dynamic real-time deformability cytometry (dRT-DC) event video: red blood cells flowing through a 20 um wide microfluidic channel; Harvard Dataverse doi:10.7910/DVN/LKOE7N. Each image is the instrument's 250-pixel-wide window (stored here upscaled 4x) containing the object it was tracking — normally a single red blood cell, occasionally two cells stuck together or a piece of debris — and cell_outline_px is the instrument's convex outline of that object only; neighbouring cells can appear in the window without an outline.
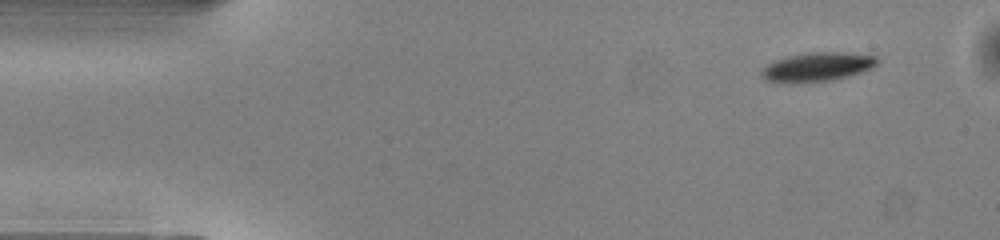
{"species": "common noctule bat (a hibernating species)", "species_latin": "Nyctalus noctula", "temperature_condition": "warm", "stored_images_in_passage": 47, "camera_frame_rate_fps": 3000, "um_per_image_px": 0.085, "animal": {"sex": "male", "body_mass_g": 13.0, "forearm_length_mm": 53.1}, "frame": {"image": 1, "passage_image": 1, "time_ms": 0.0, "image_size_px": [1000, 240], "cell_outline_px": [[880, 60], [872, 68], [848, 76], [828, 80], [764, 80], [760, 72], [768, 64], [776, 60], [788, 56], [812, 52], [836, 52], [876, 56]], "centroid_in_image_um": [69.53, 5.64], "position_along_channel_um": 15.5, "area_um2": 18.44}}
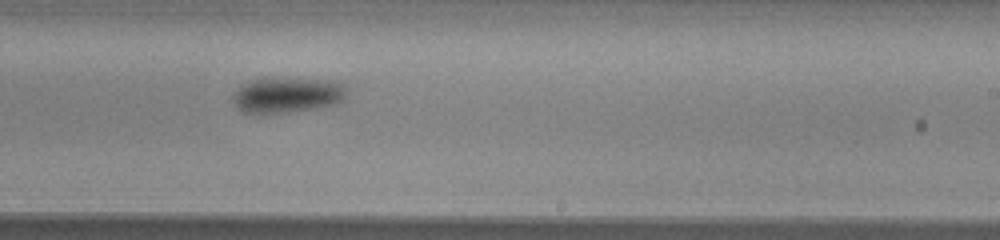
{"frame": {"image": 2, "passage_image": 27, "time_ms": 8.667, "image_size_px": [1000, 240], "cell_outline_px": [[348, 92], [344, 100], [340, 104], [316, 108], [288, 112], [244, 112], [232, 100], [232, 96], [248, 80], [336, 80], [344, 84]], "centroid_in_image_um": [24.54, 8.09], "position_along_channel_um": 264.5, "area_um2": 22.83}}
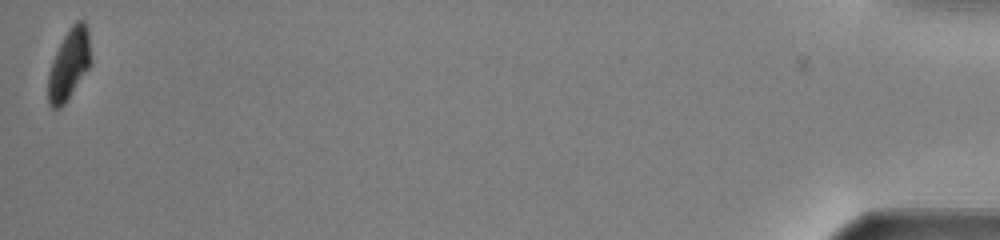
{"frame": {"image": 3, "passage_image": 47, "time_ms": 15.333, "image_size_px": [1000, 240], "cell_outline_px": [[92, 60], [88, 68], [64, 104], [60, 108], [52, 108], [48, 104], [48, 72], [52, 60], [68, 28], [76, 20], [84, 20], [88, 28]], "centroid_in_image_um": [5.87, 5.43], "position_along_channel_um": 429.3, "area_um2": 17.63}, "authors_computed_cell_mechanics": {"area_um2": 21.675, "velocity_mm_per_s": 4.0317, "shape_relaxation_time_tau1_ms": 1.5634, "shape_relaxation_time_tau2_ms": null, "deformation_change_tau1": 0.091, "deformation_change_tau2": null}}